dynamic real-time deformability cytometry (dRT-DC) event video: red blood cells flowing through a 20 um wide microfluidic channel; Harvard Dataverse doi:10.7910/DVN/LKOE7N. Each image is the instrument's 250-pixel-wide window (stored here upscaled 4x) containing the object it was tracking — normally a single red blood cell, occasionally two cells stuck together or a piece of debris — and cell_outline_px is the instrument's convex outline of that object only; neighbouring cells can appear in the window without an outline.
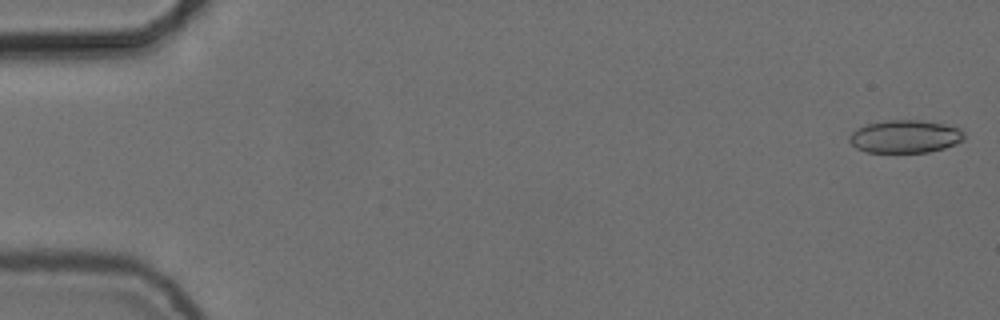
{"species": "common noctule bat (a hibernating species)", "species_latin": "Nyctalus noctula", "temperature_condition": "cold", "stored_images_in_passage": 18, "camera_frame_rate_fps": 3000, "um_per_image_px": 0.085, "animal": {"sex": "female", "body_mass_g": 24.6, "forearm_length_mm": 56.2}, "frame": {"image": 1, "passage_image": 1, "time_ms": 0.0, "image_size_px": [1000, 320], "cell_outline_px": [[964, 140], [944, 148], [928, 152], [868, 152], [856, 148], [848, 140], [848, 136], [856, 128], [864, 124], [884, 120], [924, 120], [944, 124], [960, 128], [964, 132]], "centroid_in_image_um": [76.91, 11.59], "position_along_channel_um": 8.1, "area_um2": 22.2}}
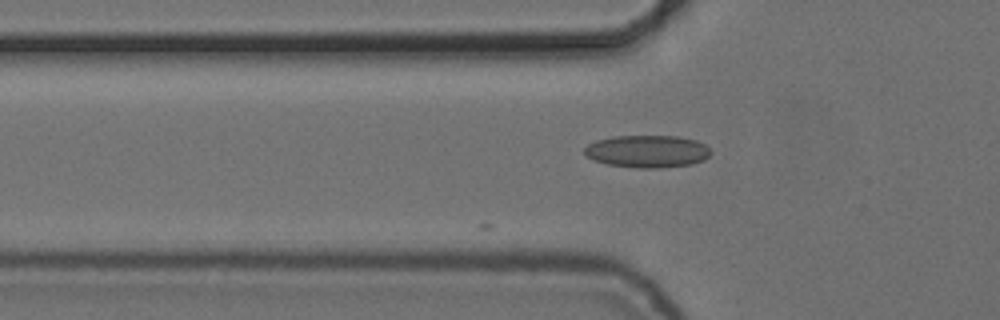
{"frame": {"image": 2, "passage_image": 18, "time_ms": 5.667, "image_size_px": [1000, 320], "cell_outline_px": [[712, 152], [704, 160], [692, 164], [660, 168], [636, 168], [608, 164], [592, 160], [584, 152], [584, 148], [588, 144], [596, 140], [612, 136], [676, 136], [696, 140], [704, 144]], "centroid_in_image_um": [55.01, 12.87], "position_along_channel_um": 70.8, "area_um2": 23.93}}